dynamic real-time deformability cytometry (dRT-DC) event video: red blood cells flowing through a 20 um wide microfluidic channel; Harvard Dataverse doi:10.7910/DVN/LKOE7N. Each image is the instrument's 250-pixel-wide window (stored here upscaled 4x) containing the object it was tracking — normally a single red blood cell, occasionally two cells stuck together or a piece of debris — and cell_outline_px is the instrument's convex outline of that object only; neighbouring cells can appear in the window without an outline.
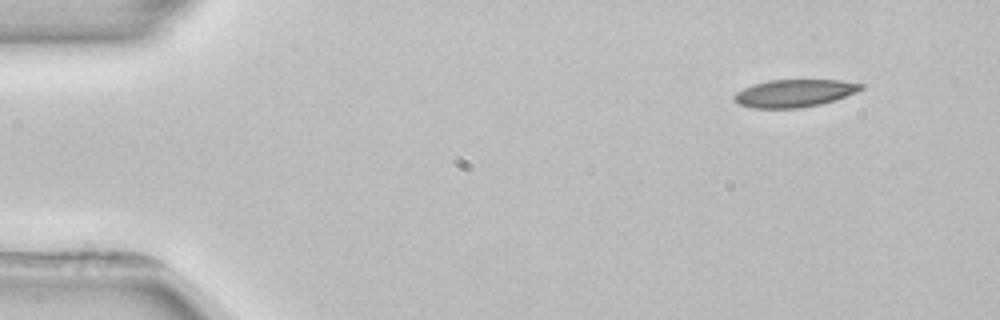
{"species": "common noctule bat (a hibernating species)", "species_latin": "Nyctalus noctula", "temperature_condition": "room temperature", "stored_images_in_passage": 8, "camera_frame_rate_fps": 3000, "um_per_image_px": 0.085, "animal": {"sex": "female", "body_mass_g": 22.7, "forearm_length_mm": 54.2}, "frame": {"image": 1, "passage_image": 1, "time_ms": 0.0, "image_size_px": [1000, 320], "cell_outline_px": [[864, 88], [856, 92], [820, 104], [800, 108], [752, 108], [740, 104], [732, 96], [736, 92], [752, 84], [768, 80], [840, 80], [864, 84]], "centroid_in_image_um": [67.5, 7.91], "position_along_channel_um": 17.5, "area_um2": 20.23}}
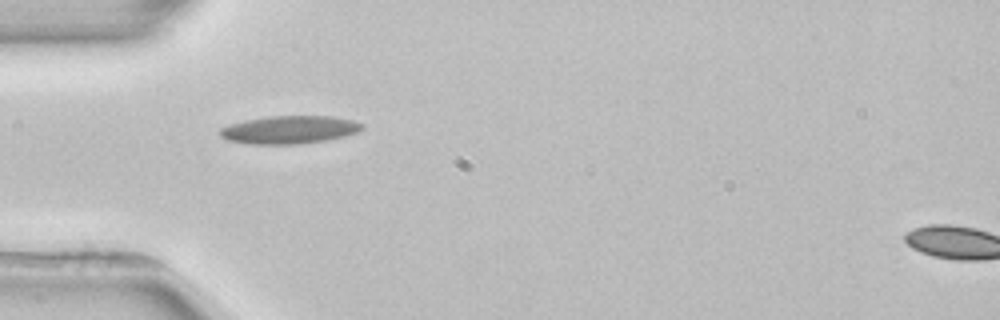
{"frame": {"image": 2, "passage_image": 4, "time_ms": 3.667, "image_size_px": [1000, 320], "cell_outline_px": [[364, 128], [356, 132], [344, 136], [324, 140], [300, 144], [252, 144], [228, 140], [220, 136], [220, 128], [244, 120], [268, 116], [332, 116], [352, 120], [364, 124]], "centroid_in_image_um": [24.6, 11.02], "position_along_channel_um": 60.4, "area_um2": 23.0}}